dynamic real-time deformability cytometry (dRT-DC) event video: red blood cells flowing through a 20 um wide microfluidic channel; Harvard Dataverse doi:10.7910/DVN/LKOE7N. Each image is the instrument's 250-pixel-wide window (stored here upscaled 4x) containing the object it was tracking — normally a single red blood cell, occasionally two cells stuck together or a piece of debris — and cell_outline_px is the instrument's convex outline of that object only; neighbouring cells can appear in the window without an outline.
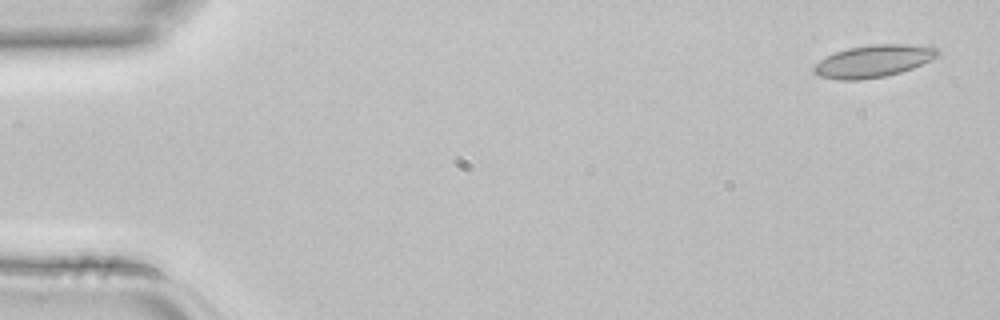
{"species": "common noctule bat (a hibernating species)", "species_latin": "Nyctalus noctula", "temperature_condition": "room temperature", "stored_images_in_passage": 4, "camera_frame_rate_fps": 3000, "um_per_image_px": 0.085, "animal": {"sex": "female", "body_mass_g": 22.7, "forearm_length_mm": 54.2}, "frame": {"image": 1, "passage_image": 1, "time_ms": 0.0, "image_size_px": [1000, 320], "cell_outline_px": [[940, 56], [912, 68], [888, 76], [860, 80], [836, 80], [820, 76], [812, 72], [812, 68], [820, 60], [836, 52], [848, 48], [872, 44], [912, 44], [936, 48], [940, 52]], "centroid_in_image_um": [74.25, 5.2], "position_along_channel_um": 10.8, "area_um2": 23.35}}
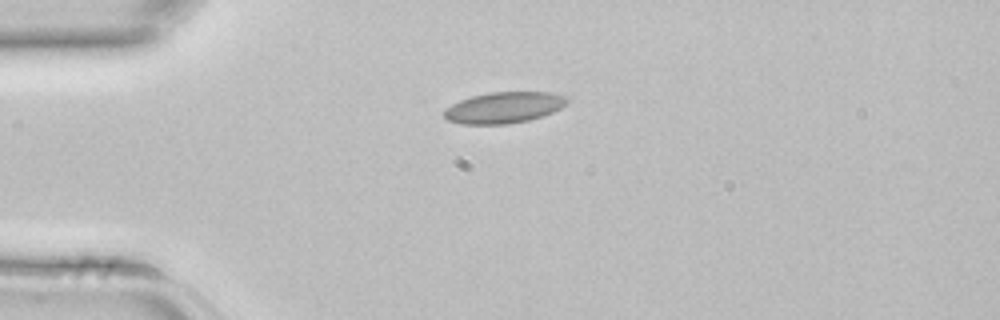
{"frame": {"image": 2, "passage_image": 3, "time_ms": 0.667, "image_size_px": [1000, 320], "cell_outline_px": [[568, 104], [552, 112], [528, 120], [504, 124], [464, 124], [448, 120], [444, 116], [444, 108], [460, 100], [472, 96], [488, 92], [552, 92], [564, 96], [568, 100]], "centroid_in_image_um": [42.82, 9.13], "position_along_channel_um": 42.2, "area_um2": 22.2}}